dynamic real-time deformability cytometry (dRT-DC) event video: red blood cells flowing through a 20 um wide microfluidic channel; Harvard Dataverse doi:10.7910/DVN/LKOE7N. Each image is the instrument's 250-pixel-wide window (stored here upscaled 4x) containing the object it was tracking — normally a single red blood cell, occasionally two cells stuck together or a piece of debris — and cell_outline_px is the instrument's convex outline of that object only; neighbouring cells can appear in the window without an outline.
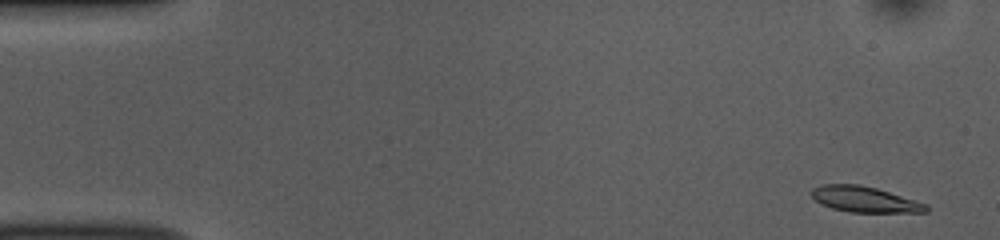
{"species": "common noctule bat (a hibernating species)", "species_latin": "Nyctalus noctula", "temperature_condition": "room temperature", "stored_images_in_passage": 50, "camera_frame_rate_fps": 3000, "um_per_image_px": 0.085, "animal": {"sex": "female", "body_mass_g": 10.0, "forearm_length_mm": 53.1}, "frame": {"image": 1, "passage_image": 1, "time_ms": 0.0, "image_size_px": [1000, 240], "cell_outline_px": [[928, 212], [848, 212], [832, 208], [820, 204], [812, 196], [812, 188], [820, 184], [860, 184], [876, 188], [928, 204]], "centroid_in_image_um": [73.48, 16.94], "position_along_channel_um": 11.5, "area_um2": 17.17}}
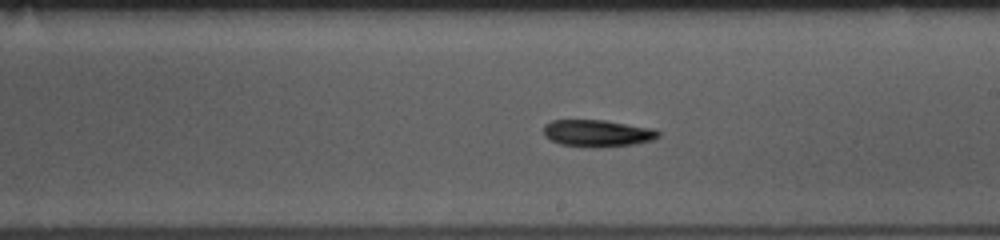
{"frame": {"image": 2, "passage_image": 28, "time_ms": 9.0, "image_size_px": [1000, 240], "cell_outline_px": [[660, 136], [652, 140], [636, 144], [596, 148], [588, 148], [560, 144], [548, 140], [544, 136], [544, 124], [552, 120], [604, 120], [656, 128], [660, 132]], "centroid_in_image_um": [50.79, 11.33], "position_along_channel_um": 238.2, "area_um2": 18.5}}
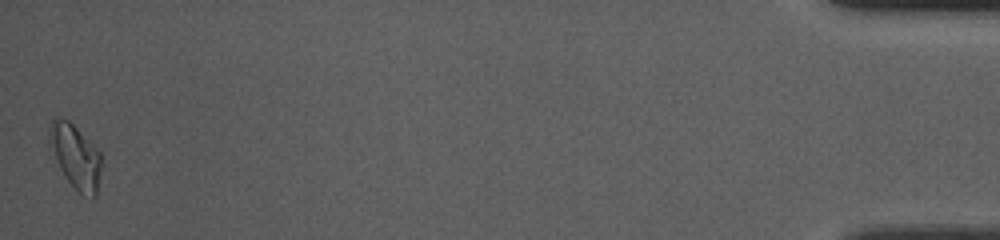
{"frame": {"image": 3, "passage_image": 50, "time_ms": 16.333, "image_size_px": [1000, 240], "cell_outline_px": [[104, 164], [96, 196], [84, 196], [68, 180], [60, 168], [48, 148], [48, 128], [52, 120], [68, 120], [100, 152]], "centroid_in_image_um": [6.43, 13.32], "position_along_channel_um": 428.8, "area_um2": 19.42}, "authors_computed_cell_mechanics": {"area_um2": 17.629, "velocity_mm_per_s": 3.8435, "shape_relaxation_time_tau1_ms": 5.7396, "shape_relaxation_time_tau2_ms": null, "deformation_change_tau1": 0.1399, "deformation_change_tau2": null}}